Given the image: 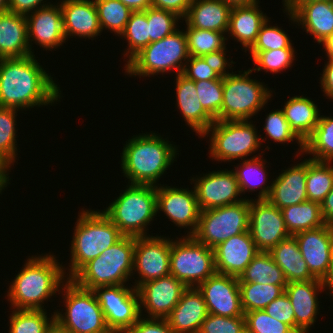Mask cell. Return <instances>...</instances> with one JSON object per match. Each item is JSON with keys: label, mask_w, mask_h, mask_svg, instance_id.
Returning a JSON list of instances; mask_svg holds the SVG:
<instances>
[{"label": "cell", "mask_w": 333, "mask_h": 333, "mask_svg": "<svg viewBox=\"0 0 333 333\" xmlns=\"http://www.w3.org/2000/svg\"><path fill=\"white\" fill-rule=\"evenodd\" d=\"M294 237L311 275L329 284L333 277V225L302 231Z\"/></svg>", "instance_id": "cell-15"}, {"label": "cell", "mask_w": 333, "mask_h": 333, "mask_svg": "<svg viewBox=\"0 0 333 333\" xmlns=\"http://www.w3.org/2000/svg\"><path fill=\"white\" fill-rule=\"evenodd\" d=\"M60 6L66 40L71 36L93 40L101 35L102 30L93 0H61Z\"/></svg>", "instance_id": "cell-25"}, {"label": "cell", "mask_w": 333, "mask_h": 333, "mask_svg": "<svg viewBox=\"0 0 333 333\" xmlns=\"http://www.w3.org/2000/svg\"><path fill=\"white\" fill-rule=\"evenodd\" d=\"M307 159L281 170L279 176L271 181L272 187L267 200L278 207L300 204L307 201L306 192Z\"/></svg>", "instance_id": "cell-26"}, {"label": "cell", "mask_w": 333, "mask_h": 333, "mask_svg": "<svg viewBox=\"0 0 333 333\" xmlns=\"http://www.w3.org/2000/svg\"><path fill=\"white\" fill-rule=\"evenodd\" d=\"M269 253L284 273L287 282L315 280L302 257L294 236L282 240Z\"/></svg>", "instance_id": "cell-33"}, {"label": "cell", "mask_w": 333, "mask_h": 333, "mask_svg": "<svg viewBox=\"0 0 333 333\" xmlns=\"http://www.w3.org/2000/svg\"><path fill=\"white\" fill-rule=\"evenodd\" d=\"M208 315L206 303L197 287L187 288L166 318L174 333H198Z\"/></svg>", "instance_id": "cell-27"}, {"label": "cell", "mask_w": 333, "mask_h": 333, "mask_svg": "<svg viewBox=\"0 0 333 333\" xmlns=\"http://www.w3.org/2000/svg\"><path fill=\"white\" fill-rule=\"evenodd\" d=\"M264 310L268 315L289 325L295 331L294 309L286 293L271 301Z\"/></svg>", "instance_id": "cell-53"}, {"label": "cell", "mask_w": 333, "mask_h": 333, "mask_svg": "<svg viewBox=\"0 0 333 333\" xmlns=\"http://www.w3.org/2000/svg\"><path fill=\"white\" fill-rule=\"evenodd\" d=\"M132 11H145L152 6L151 0H120Z\"/></svg>", "instance_id": "cell-60"}, {"label": "cell", "mask_w": 333, "mask_h": 333, "mask_svg": "<svg viewBox=\"0 0 333 333\" xmlns=\"http://www.w3.org/2000/svg\"><path fill=\"white\" fill-rule=\"evenodd\" d=\"M249 232L257 249L264 252L291 236L281 209L267 199H250Z\"/></svg>", "instance_id": "cell-16"}, {"label": "cell", "mask_w": 333, "mask_h": 333, "mask_svg": "<svg viewBox=\"0 0 333 333\" xmlns=\"http://www.w3.org/2000/svg\"><path fill=\"white\" fill-rule=\"evenodd\" d=\"M320 77L321 89L329 99H333V59L328 58Z\"/></svg>", "instance_id": "cell-58"}, {"label": "cell", "mask_w": 333, "mask_h": 333, "mask_svg": "<svg viewBox=\"0 0 333 333\" xmlns=\"http://www.w3.org/2000/svg\"><path fill=\"white\" fill-rule=\"evenodd\" d=\"M197 288L208 313L223 317L244 316L238 277L215 273Z\"/></svg>", "instance_id": "cell-20"}, {"label": "cell", "mask_w": 333, "mask_h": 333, "mask_svg": "<svg viewBox=\"0 0 333 333\" xmlns=\"http://www.w3.org/2000/svg\"><path fill=\"white\" fill-rule=\"evenodd\" d=\"M239 283L287 285L284 273L269 252L260 251L239 277Z\"/></svg>", "instance_id": "cell-36"}, {"label": "cell", "mask_w": 333, "mask_h": 333, "mask_svg": "<svg viewBox=\"0 0 333 333\" xmlns=\"http://www.w3.org/2000/svg\"><path fill=\"white\" fill-rule=\"evenodd\" d=\"M160 185V186H159ZM156 186L157 213L162 211L173 224L187 228V236H191L197 228L201 209L195 189Z\"/></svg>", "instance_id": "cell-17"}, {"label": "cell", "mask_w": 333, "mask_h": 333, "mask_svg": "<svg viewBox=\"0 0 333 333\" xmlns=\"http://www.w3.org/2000/svg\"><path fill=\"white\" fill-rule=\"evenodd\" d=\"M195 85L204 110L215 121H220V111L223 104V77L214 80L196 81Z\"/></svg>", "instance_id": "cell-47"}, {"label": "cell", "mask_w": 333, "mask_h": 333, "mask_svg": "<svg viewBox=\"0 0 333 333\" xmlns=\"http://www.w3.org/2000/svg\"><path fill=\"white\" fill-rule=\"evenodd\" d=\"M193 0H151L152 7L174 12L182 19L186 16Z\"/></svg>", "instance_id": "cell-56"}, {"label": "cell", "mask_w": 333, "mask_h": 333, "mask_svg": "<svg viewBox=\"0 0 333 333\" xmlns=\"http://www.w3.org/2000/svg\"><path fill=\"white\" fill-rule=\"evenodd\" d=\"M286 285L239 283L241 305L244 313L264 310L276 298L285 293Z\"/></svg>", "instance_id": "cell-40"}, {"label": "cell", "mask_w": 333, "mask_h": 333, "mask_svg": "<svg viewBox=\"0 0 333 333\" xmlns=\"http://www.w3.org/2000/svg\"><path fill=\"white\" fill-rule=\"evenodd\" d=\"M183 236L171 239L170 274L187 288H195L216 273L214 250Z\"/></svg>", "instance_id": "cell-11"}, {"label": "cell", "mask_w": 333, "mask_h": 333, "mask_svg": "<svg viewBox=\"0 0 333 333\" xmlns=\"http://www.w3.org/2000/svg\"><path fill=\"white\" fill-rule=\"evenodd\" d=\"M198 333H246L245 316L223 317L208 313Z\"/></svg>", "instance_id": "cell-51"}, {"label": "cell", "mask_w": 333, "mask_h": 333, "mask_svg": "<svg viewBox=\"0 0 333 333\" xmlns=\"http://www.w3.org/2000/svg\"><path fill=\"white\" fill-rule=\"evenodd\" d=\"M283 1H331V0H283Z\"/></svg>", "instance_id": "cell-67"}, {"label": "cell", "mask_w": 333, "mask_h": 333, "mask_svg": "<svg viewBox=\"0 0 333 333\" xmlns=\"http://www.w3.org/2000/svg\"><path fill=\"white\" fill-rule=\"evenodd\" d=\"M229 4L231 7L234 6H249L256 3H259V0H222Z\"/></svg>", "instance_id": "cell-63"}, {"label": "cell", "mask_w": 333, "mask_h": 333, "mask_svg": "<svg viewBox=\"0 0 333 333\" xmlns=\"http://www.w3.org/2000/svg\"><path fill=\"white\" fill-rule=\"evenodd\" d=\"M257 133L251 120L215 121L201 138L210 137L209 158L231 162L247 159L259 150L267 138Z\"/></svg>", "instance_id": "cell-10"}, {"label": "cell", "mask_w": 333, "mask_h": 333, "mask_svg": "<svg viewBox=\"0 0 333 333\" xmlns=\"http://www.w3.org/2000/svg\"><path fill=\"white\" fill-rule=\"evenodd\" d=\"M35 58L0 59V107L25 110L60 101V87Z\"/></svg>", "instance_id": "cell-1"}, {"label": "cell", "mask_w": 333, "mask_h": 333, "mask_svg": "<svg viewBox=\"0 0 333 333\" xmlns=\"http://www.w3.org/2000/svg\"><path fill=\"white\" fill-rule=\"evenodd\" d=\"M333 188L332 162L307 159L306 192L308 200L322 203Z\"/></svg>", "instance_id": "cell-38"}, {"label": "cell", "mask_w": 333, "mask_h": 333, "mask_svg": "<svg viewBox=\"0 0 333 333\" xmlns=\"http://www.w3.org/2000/svg\"><path fill=\"white\" fill-rule=\"evenodd\" d=\"M181 74L195 82L221 78L201 56H190Z\"/></svg>", "instance_id": "cell-52"}, {"label": "cell", "mask_w": 333, "mask_h": 333, "mask_svg": "<svg viewBox=\"0 0 333 333\" xmlns=\"http://www.w3.org/2000/svg\"><path fill=\"white\" fill-rule=\"evenodd\" d=\"M324 48L327 58L333 59V33L329 35L326 40L321 43Z\"/></svg>", "instance_id": "cell-62"}, {"label": "cell", "mask_w": 333, "mask_h": 333, "mask_svg": "<svg viewBox=\"0 0 333 333\" xmlns=\"http://www.w3.org/2000/svg\"><path fill=\"white\" fill-rule=\"evenodd\" d=\"M223 77V104L220 121L250 120L272 97L273 91L260 80L249 77L253 72L238 71ZM243 72V73H241Z\"/></svg>", "instance_id": "cell-9"}, {"label": "cell", "mask_w": 333, "mask_h": 333, "mask_svg": "<svg viewBox=\"0 0 333 333\" xmlns=\"http://www.w3.org/2000/svg\"><path fill=\"white\" fill-rule=\"evenodd\" d=\"M16 108L0 107V158L11 168L18 155L16 140Z\"/></svg>", "instance_id": "cell-44"}, {"label": "cell", "mask_w": 333, "mask_h": 333, "mask_svg": "<svg viewBox=\"0 0 333 333\" xmlns=\"http://www.w3.org/2000/svg\"><path fill=\"white\" fill-rule=\"evenodd\" d=\"M139 320L125 333H174L166 319L145 318Z\"/></svg>", "instance_id": "cell-54"}, {"label": "cell", "mask_w": 333, "mask_h": 333, "mask_svg": "<svg viewBox=\"0 0 333 333\" xmlns=\"http://www.w3.org/2000/svg\"><path fill=\"white\" fill-rule=\"evenodd\" d=\"M196 192L199 207L202 210L223 207L241 202L238 182L233 170H218L190 178ZM193 182V183H192Z\"/></svg>", "instance_id": "cell-18"}, {"label": "cell", "mask_w": 333, "mask_h": 333, "mask_svg": "<svg viewBox=\"0 0 333 333\" xmlns=\"http://www.w3.org/2000/svg\"><path fill=\"white\" fill-rule=\"evenodd\" d=\"M47 333H69V332L63 330L56 323H54L52 327L47 331Z\"/></svg>", "instance_id": "cell-64"}, {"label": "cell", "mask_w": 333, "mask_h": 333, "mask_svg": "<svg viewBox=\"0 0 333 333\" xmlns=\"http://www.w3.org/2000/svg\"><path fill=\"white\" fill-rule=\"evenodd\" d=\"M187 36L177 29L159 41L151 42L137 53L127 64L125 73L131 76L150 77L174 70L181 74L189 59ZM184 63V64H183Z\"/></svg>", "instance_id": "cell-7"}, {"label": "cell", "mask_w": 333, "mask_h": 333, "mask_svg": "<svg viewBox=\"0 0 333 333\" xmlns=\"http://www.w3.org/2000/svg\"><path fill=\"white\" fill-rule=\"evenodd\" d=\"M186 289L187 287L171 274L141 284L137 288L141 316L145 310L148 314L145 318L166 319Z\"/></svg>", "instance_id": "cell-19"}, {"label": "cell", "mask_w": 333, "mask_h": 333, "mask_svg": "<svg viewBox=\"0 0 333 333\" xmlns=\"http://www.w3.org/2000/svg\"><path fill=\"white\" fill-rule=\"evenodd\" d=\"M178 20L180 21L182 19L174 12L152 6L149 7L147 9L149 44L154 41H159L175 32L178 29Z\"/></svg>", "instance_id": "cell-48"}, {"label": "cell", "mask_w": 333, "mask_h": 333, "mask_svg": "<svg viewBox=\"0 0 333 333\" xmlns=\"http://www.w3.org/2000/svg\"><path fill=\"white\" fill-rule=\"evenodd\" d=\"M171 238L165 236L135 237L133 273L134 287L170 274ZM136 273H135V272Z\"/></svg>", "instance_id": "cell-14"}, {"label": "cell", "mask_w": 333, "mask_h": 333, "mask_svg": "<svg viewBox=\"0 0 333 333\" xmlns=\"http://www.w3.org/2000/svg\"><path fill=\"white\" fill-rule=\"evenodd\" d=\"M303 153L320 162H333V117L320 115L318 125L305 140Z\"/></svg>", "instance_id": "cell-37"}, {"label": "cell", "mask_w": 333, "mask_h": 333, "mask_svg": "<svg viewBox=\"0 0 333 333\" xmlns=\"http://www.w3.org/2000/svg\"><path fill=\"white\" fill-rule=\"evenodd\" d=\"M282 110L290 128L305 142L318 125L320 111L317 105L304 95H295L286 101Z\"/></svg>", "instance_id": "cell-32"}, {"label": "cell", "mask_w": 333, "mask_h": 333, "mask_svg": "<svg viewBox=\"0 0 333 333\" xmlns=\"http://www.w3.org/2000/svg\"><path fill=\"white\" fill-rule=\"evenodd\" d=\"M25 15L11 11L0 14V59L32 55Z\"/></svg>", "instance_id": "cell-29"}, {"label": "cell", "mask_w": 333, "mask_h": 333, "mask_svg": "<svg viewBox=\"0 0 333 333\" xmlns=\"http://www.w3.org/2000/svg\"><path fill=\"white\" fill-rule=\"evenodd\" d=\"M98 13L101 30H110L119 36L124 32L126 24L133 12L120 0H93Z\"/></svg>", "instance_id": "cell-41"}, {"label": "cell", "mask_w": 333, "mask_h": 333, "mask_svg": "<svg viewBox=\"0 0 333 333\" xmlns=\"http://www.w3.org/2000/svg\"><path fill=\"white\" fill-rule=\"evenodd\" d=\"M79 213L70 246V279L84 264L99 257L102 252L118 242L124 235L100 210H84Z\"/></svg>", "instance_id": "cell-4"}, {"label": "cell", "mask_w": 333, "mask_h": 333, "mask_svg": "<svg viewBox=\"0 0 333 333\" xmlns=\"http://www.w3.org/2000/svg\"><path fill=\"white\" fill-rule=\"evenodd\" d=\"M61 289L63 292L60 290L59 294L63 295L66 312L58 309L54 312L55 323L60 328L69 333H111L92 290L79 287L71 279Z\"/></svg>", "instance_id": "cell-8"}, {"label": "cell", "mask_w": 333, "mask_h": 333, "mask_svg": "<svg viewBox=\"0 0 333 333\" xmlns=\"http://www.w3.org/2000/svg\"><path fill=\"white\" fill-rule=\"evenodd\" d=\"M258 155H254L249 159H244L238 166H235L236 168L233 171L238 182L241 196L245 194L246 191L253 192L259 188L260 191L258 196H256L258 197L256 199L261 200L268 198L272 183H269L268 185L266 184L267 180H269L266 169L267 161L260 156V153Z\"/></svg>", "instance_id": "cell-34"}, {"label": "cell", "mask_w": 333, "mask_h": 333, "mask_svg": "<svg viewBox=\"0 0 333 333\" xmlns=\"http://www.w3.org/2000/svg\"><path fill=\"white\" fill-rule=\"evenodd\" d=\"M321 214L326 224L333 225V188L321 203Z\"/></svg>", "instance_id": "cell-59"}, {"label": "cell", "mask_w": 333, "mask_h": 333, "mask_svg": "<svg viewBox=\"0 0 333 333\" xmlns=\"http://www.w3.org/2000/svg\"><path fill=\"white\" fill-rule=\"evenodd\" d=\"M265 125H263L266 137L277 143L297 142L299 149L296 152V157L303 155L304 142L290 128L289 123L285 119L282 109L271 110L266 115ZM299 154V155H298ZM301 154V155H300Z\"/></svg>", "instance_id": "cell-46"}, {"label": "cell", "mask_w": 333, "mask_h": 333, "mask_svg": "<svg viewBox=\"0 0 333 333\" xmlns=\"http://www.w3.org/2000/svg\"><path fill=\"white\" fill-rule=\"evenodd\" d=\"M291 23L306 30L320 45L333 33L331 1H282Z\"/></svg>", "instance_id": "cell-21"}, {"label": "cell", "mask_w": 333, "mask_h": 333, "mask_svg": "<svg viewBox=\"0 0 333 333\" xmlns=\"http://www.w3.org/2000/svg\"><path fill=\"white\" fill-rule=\"evenodd\" d=\"M225 50L227 51L226 47L219 51L211 52L201 56L205 63H207V65H209L210 68L214 70L220 77H226L227 75L231 74V72H229L227 69V66L228 68H232V65L235 64L233 60L230 63L228 62Z\"/></svg>", "instance_id": "cell-55"}, {"label": "cell", "mask_w": 333, "mask_h": 333, "mask_svg": "<svg viewBox=\"0 0 333 333\" xmlns=\"http://www.w3.org/2000/svg\"><path fill=\"white\" fill-rule=\"evenodd\" d=\"M295 48H282L278 50L268 51H250L253 65L255 68H250L254 72L264 70L273 72L275 74L280 71L286 70L292 66L295 58ZM295 58V59H294Z\"/></svg>", "instance_id": "cell-45"}, {"label": "cell", "mask_w": 333, "mask_h": 333, "mask_svg": "<svg viewBox=\"0 0 333 333\" xmlns=\"http://www.w3.org/2000/svg\"><path fill=\"white\" fill-rule=\"evenodd\" d=\"M8 333H47L55 323V313L49 316L45 310L12 309Z\"/></svg>", "instance_id": "cell-39"}, {"label": "cell", "mask_w": 333, "mask_h": 333, "mask_svg": "<svg viewBox=\"0 0 333 333\" xmlns=\"http://www.w3.org/2000/svg\"><path fill=\"white\" fill-rule=\"evenodd\" d=\"M126 187L117 199L101 211L124 236H150L148 226L157 215L156 186L128 183Z\"/></svg>", "instance_id": "cell-6"}, {"label": "cell", "mask_w": 333, "mask_h": 333, "mask_svg": "<svg viewBox=\"0 0 333 333\" xmlns=\"http://www.w3.org/2000/svg\"><path fill=\"white\" fill-rule=\"evenodd\" d=\"M281 212L286 228L292 236L326 224L321 214V204L310 200L284 207Z\"/></svg>", "instance_id": "cell-35"}, {"label": "cell", "mask_w": 333, "mask_h": 333, "mask_svg": "<svg viewBox=\"0 0 333 333\" xmlns=\"http://www.w3.org/2000/svg\"><path fill=\"white\" fill-rule=\"evenodd\" d=\"M232 7L222 0H193L182 19L195 29L227 33Z\"/></svg>", "instance_id": "cell-31"}, {"label": "cell", "mask_w": 333, "mask_h": 333, "mask_svg": "<svg viewBox=\"0 0 333 333\" xmlns=\"http://www.w3.org/2000/svg\"><path fill=\"white\" fill-rule=\"evenodd\" d=\"M43 255L28 258L12 279L5 297L13 307L11 309L45 310L44 301L56 296L68 280L65 276L67 269L56 260L55 255Z\"/></svg>", "instance_id": "cell-2"}, {"label": "cell", "mask_w": 333, "mask_h": 333, "mask_svg": "<svg viewBox=\"0 0 333 333\" xmlns=\"http://www.w3.org/2000/svg\"><path fill=\"white\" fill-rule=\"evenodd\" d=\"M135 237L123 236L99 257L84 264L70 279L79 287L126 285L133 273Z\"/></svg>", "instance_id": "cell-5"}, {"label": "cell", "mask_w": 333, "mask_h": 333, "mask_svg": "<svg viewBox=\"0 0 333 333\" xmlns=\"http://www.w3.org/2000/svg\"><path fill=\"white\" fill-rule=\"evenodd\" d=\"M10 169V166L3 159L0 158V187L4 190L5 187L10 184V179L8 176Z\"/></svg>", "instance_id": "cell-61"}, {"label": "cell", "mask_w": 333, "mask_h": 333, "mask_svg": "<svg viewBox=\"0 0 333 333\" xmlns=\"http://www.w3.org/2000/svg\"><path fill=\"white\" fill-rule=\"evenodd\" d=\"M328 285H329V290L328 291H330L329 294L333 298V277H332V279H331V281Z\"/></svg>", "instance_id": "cell-66"}, {"label": "cell", "mask_w": 333, "mask_h": 333, "mask_svg": "<svg viewBox=\"0 0 333 333\" xmlns=\"http://www.w3.org/2000/svg\"><path fill=\"white\" fill-rule=\"evenodd\" d=\"M176 106L188 127L203 136L215 120L204 110L197 95L195 81L182 74L176 75Z\"/></svg>", "instance_id": "cell-28"}, {"label": "cell", "mask_w": 333, "mask_h": 333, "mask_svg": "<svg viewBox=\"0 0 333 333\" xmlns=\"http://www.w3.org/2000/svg\"><path fill=\"white\" fill-rule=\"evenodd\" d=\"M120 38L127 40L128 47L124 51L127 63L144 47L149 45V25L147 22V9L133 11Z\"/></svg>", "instance_id": "cell-42"}, {"label": "cell", "mask_w": 333, "mask_h": 333, "mask_svg": "<svg viewBox=\"0 0 333 333\" xmlns=\"http://www.w3.org/2000/svg\"><path fill=\"white\" fill-rule=\"evenodd\" d=\"M131 286H98L92 290L111 333H125L141 317L139 294Z\"/></svg>", "instance_id": "cell-13"}, {"label": "cell", "mask_w": 333, "mask_h": 333, "mask_svg": "<svg viewBox=\"0 0 333 333\" xmlns=\"http://www.w3.org/2000/svg\"><path fill=\"white\" fill-rule=\"evenodd\" d=\"M329 285L319 279L308 281L289 282L285 287V293L290 299L294 309L295 332L309 333L319 314V291L324 292Z\"/></svg>", "instance_id": "cell-23"}, {"label": "cell", "mask_w": 333, "mask_h": 333, "mask_svg": "<svg viewBox=\"0 0 333 333\" xmlns=\"http://www.w3.org/2000/svg\"><path fill=\"white\" fill-rule=\"evenodd\" d=\"M259 4L249 6H234L229 16V26L226 34L240 42L245 53L255 43L261 26L269 18L262 12Z\"/></svg>", "instance_id": "cell-30"}, {"label": "cell", "mask_w": 333, "mask_h": 333, "mask_svg": "<svg viewBox=\"0 0 333 333\" xmlns=\"http://www.w3.org/2000/svg\"><path fill=\"white\" fill-rule=\"evenodd\" d=\"M246 333H296L289 325L268 315L265 310L245 312Z\"/></svg>", "instance_id": "cell-50"}, {"label": "cell", "mask_w": 333, "mask_h": 333, "mask_svg": "<svg viewBox=\"0 0 333 333\" xmlns=\"http://www.w3.org/2000/svg\"><path fill=\"white\" fill-rule=\"evenodd\" d=\"M250 199L202 210L196 231L191 235L209 248L216 247L232 236L249 231Z\"/></svg>", "instance_id": "cell-12"}, {"label": "cell", "mask_w": 333, "mask_h": 333, "mask_svg": "<svg viewBox=\"0 0 333 333\" xmlns=\"http://www.w3.org/2000/svg\"><path fill=\"white\" fill-rule=\"evenodd\" d=\"M271 18L261 26L257 39L249 51H268L282 48H293L288 33L278 26H270Z\"/></svg>", "instance_id": "cell-49"}, {"label": "cell", "mask_w": 333, "mask_h": 333, "mask_svg": "<svg viewBox=\"0 0 333 333\" xmlns=\"http://www.w3.org/2000/svg\"><path fill=\"white\" fill-rule=\"evenodd\" d=\"M213 250L216 273L238 278L260 252L249 231L230 237Z\"/></svg>", "instance_id": "cell-24"}, {"label": "cell", "mask_w": 333, "mask_h": 333, "mask_svg": "<svg viewBox=\"0 0 333 333\" xmlns=\"http://www.w3.org/2000/svg\"><path fill=\"white\" fill-rule=\"evenodd\" d=\"M189 56H203L226 47L228 38L223 32L195 29L186 23Z\"/></svg>", "instance_id": "cell-43"}, {"label": "cell", "mask_w": 333, "mask_h": 333, "mask_svg": "<svg viewBox=\"0 0 333 333\" xmlns=\"http://www.w3.org/2000/svg\"><path fill=\"white\" fill-rule=\"evenodd\" d=\"M123 147L121 168L130 184L158 186L180 152L169 139L152 131L132 136Z\"/></svg>", "instance_id": "cell-3"}, {"label": "cell", "mask_w": 333, "mask_h": 333, "mask_svg": "<svg viewBox=\"0 0 333 333\" xmlns=\"http://www.w3.org/2000/svg\"><path fill=\"white\" fill-rule=\"evenodd\" d=\"M28 43L31 53L32 41L46 51L55 50L66 41L60 3L39 8L26 15ZM55 48V49H54ZM33 51V52H32Z\"/></svg>", "instance_id": "cell-22"}, {"label": "cell", "mask_w": 333, "mask_h": 333, "mask_svg": "<svg viewBox=\"0 0 333 333\" xmlns=\"http://www.w3.org/2000/svg\"><path fill=\"white\" fill-rule=\"evenodd\" d=\"M44 0H9V11L27 15L34 12L35 10L49 5L51 2H46ZM43 3V4H41Z\"/></svg>", "instance_id": "cell-57"}, {"label": "cell", "mask_w": 333, "mask_h": 333, "mask_svg": "<svg viewBox=\"0 0 333 333\" xmlns=\"http://www.w3.org/2000/svg\"><path fill=\"white\" fill-rule=\"evenodd\" d=\"M9 11V0H0V14Z\"/></svg>", "instance_id": "cell-65"}]
</instances>
